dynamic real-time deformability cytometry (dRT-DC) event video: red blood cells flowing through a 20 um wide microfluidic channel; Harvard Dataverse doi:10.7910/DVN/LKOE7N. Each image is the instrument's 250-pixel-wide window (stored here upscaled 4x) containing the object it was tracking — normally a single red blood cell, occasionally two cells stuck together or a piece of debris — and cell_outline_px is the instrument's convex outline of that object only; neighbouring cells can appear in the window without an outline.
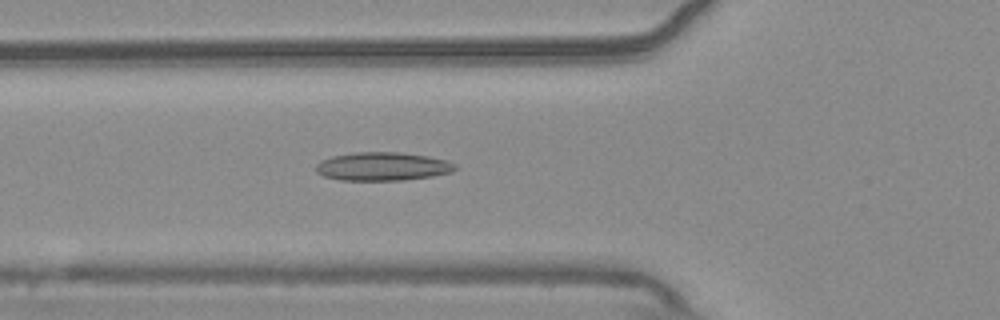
{"species": "common noctule bat (a hibernating species)", "species_latin": "Nyctalus noctula", "temperature_condition": "warm", "stored_images_in_passage": 36, "camera_frame_rate_fps": 3000, "um_per_image_px": 0.085, "animal": {"sex": "male", "body_mass_g": 20.4}, "frame": {"image": 1, "passage_image": 10, "time_ms": 3.0, "image_size_px": [1000, 320], "cell_outline_px": [[456, 168], [452, 172], [432, 176], [404, 180], [340, 180], [324, 176], [316, 172], [316, 164], [320, 160], [332, 156], [356, 152], [400, 152], [428, 156], [444, 160], [456, 164]], "centroid_in_image_um": [32.5, 14.14], "position_along_channel_um": 93.3, "area_um2": 23.06}}
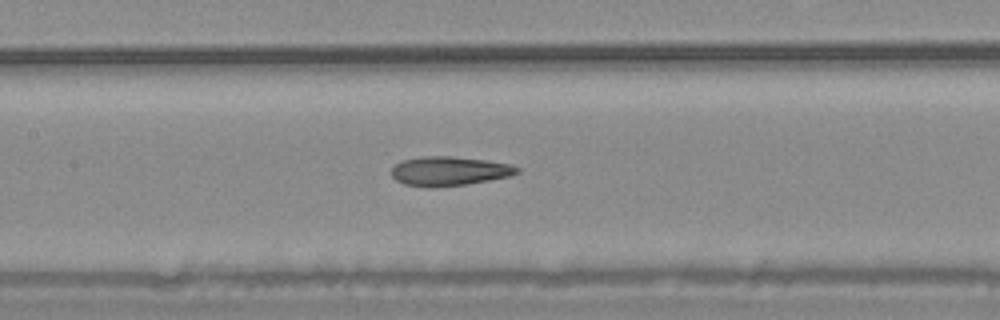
{"frame": {"image": 2, "passage_image": 16, "time_ms": 5.0, "image_size_px": [1000, 320], "cell_outline_px": [[520, 172], [508, 176], [488, 180], [464, 184], [432, 188], [404, 184], [396, 180], [392, 176], [392, 168], [396, 164], [404, 160], [420, 156], [452, 156], [484, 160], [512, 164], [520, 168]], "centroid_in_image_um": [38.18, 14.54], "position_along_channel_um": 169.2, "area_um2": 21.27}}
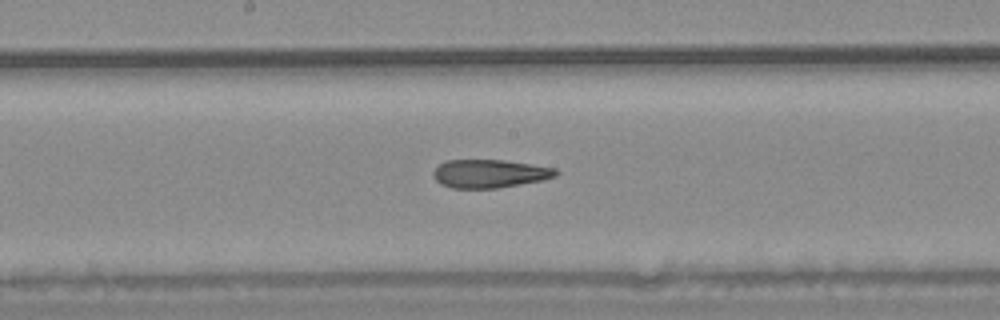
{"frame": {"image": 3, "passage_image": 19, "time_ms": 6.0, "image_size_px": [1000, 320], "cell_outline_px": [[560, 172], [556, 176], [544, 180], [496, 188], [452, 188], [440, 184], [436, 180], [432, 172], [440, 164], [448, 160], [504, 160], [556, 168]], "centroid_in_image_um": [41.64, 14.76], "position_along_channel_um": 206.6, "area_um2": 20.17}, "authors_computed_cell_mechanics": {"area_um2": 21.0392, "velocity_mm_per_s": 3.764, "shape_relaxation_time_tau1_ms": null, "shape_relaxation_time_tau2_ms": 3.9039, "deformation_change_tau1": null, "deformation_change_tau2": 0.1323}}